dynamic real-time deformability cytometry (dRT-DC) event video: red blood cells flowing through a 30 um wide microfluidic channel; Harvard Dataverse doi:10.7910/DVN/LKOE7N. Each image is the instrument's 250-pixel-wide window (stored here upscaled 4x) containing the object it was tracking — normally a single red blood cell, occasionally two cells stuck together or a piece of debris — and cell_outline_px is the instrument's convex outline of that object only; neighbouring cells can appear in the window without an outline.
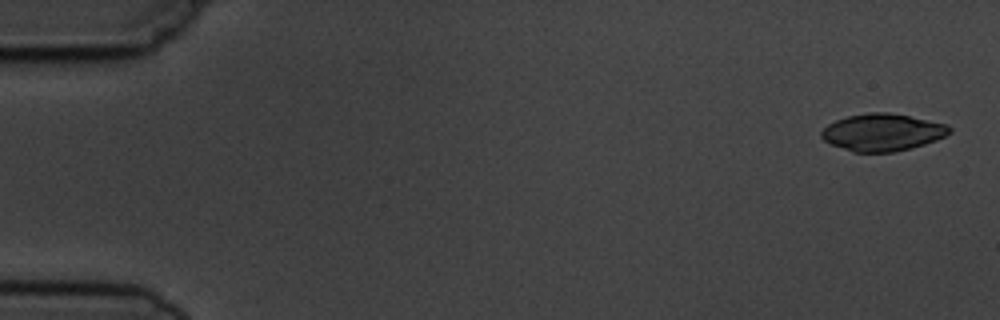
{"species": "common noctule bat (a hibernating species)", "species_latin": "Nyctalus noctula", "temperature_condition": "cold", "stored_images_in_passage": 4, "camera_frame_rate_fps": 3000, "um_per_image_px": 0.085, "animal": {"sex": "male", "body_mass_g": 19.5, "forearm_length_mm": 54.6}, "frame": {"image": 1, "passage_image": 1, "time_ms": 0.0, "image_size_px": [1000, 320], "cell_outline_px": [[952, 132], [936, 140], [912, 148], [892, 152], [852, 152], [832, 144], [824, 140], [820, 136], [820, 132], [828, 124], [836, 120], [848, 116], [868, 112], [888, 112], [948, 124], [952, 128]], "centroid_in_image_um": [75.01, 11.24], "position_along_channel_um": 10.0, "area_um2": 27.74}}
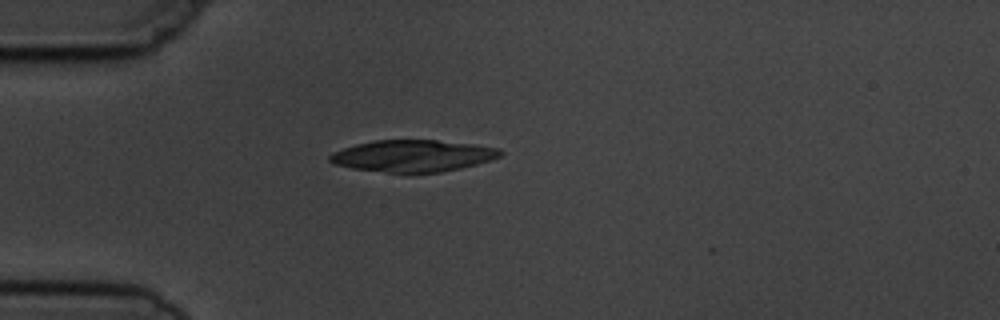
{"frame": {"image": 2, "passage_image": 4, "time_ms": 4.333, "image_size_px": [1000, 320], "cell_outline_px": [[504, 152], [500, 156], [476, 164], [460, 168], [440, 172], [388, 172], [352, 168], [332, 164], [328, 160], [328, 156], [332, 152], [356, 144], [376, 140], [436, 140], [476, 144], [500, 148]], "centroid_in_image_um": [35.08, 13.23], "position_along_channel_um": 49.9, "area_um2": 31.44}}